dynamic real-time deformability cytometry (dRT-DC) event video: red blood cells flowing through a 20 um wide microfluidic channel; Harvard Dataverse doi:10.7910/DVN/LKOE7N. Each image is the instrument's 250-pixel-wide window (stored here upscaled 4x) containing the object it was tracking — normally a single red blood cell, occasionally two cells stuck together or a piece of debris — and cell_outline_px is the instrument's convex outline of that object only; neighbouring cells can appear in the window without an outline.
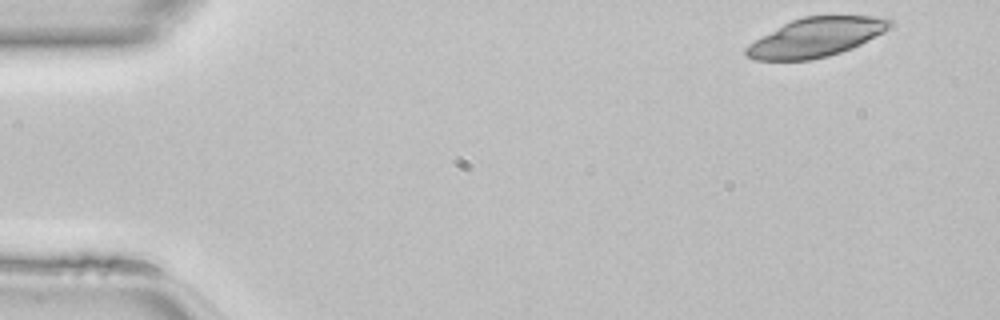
{"species": "common noctule bat (a hibernating species)", "species_latin": "Nyctalus noctula", "temperature_condition": "room temperature", "stored_images_in_passage": 44, "camera_frame_rate_fps": 3000, "um_per_image_px": 0.085, "animal": {"sex": "female", "body_mass_g": 22.7, "forearm_length_mm": 54.2}, "frame": {"image": 1, "passage_image": 1, "time_ms": 0.0, "image_size_px": [1000, 320], "cell_outline_px": [[896, 24], [884, 32], [852, 48], [828, 56], [812, 60], [756, 60], [744, 56], [744, 48], [748, 44], [784, 24], [792, 20], [804, 16], [888, 16]], "centroid_in_image_um": [69.4, 3.16], "position_along_channel_um": 15.6, "area_um2": 32.83}}